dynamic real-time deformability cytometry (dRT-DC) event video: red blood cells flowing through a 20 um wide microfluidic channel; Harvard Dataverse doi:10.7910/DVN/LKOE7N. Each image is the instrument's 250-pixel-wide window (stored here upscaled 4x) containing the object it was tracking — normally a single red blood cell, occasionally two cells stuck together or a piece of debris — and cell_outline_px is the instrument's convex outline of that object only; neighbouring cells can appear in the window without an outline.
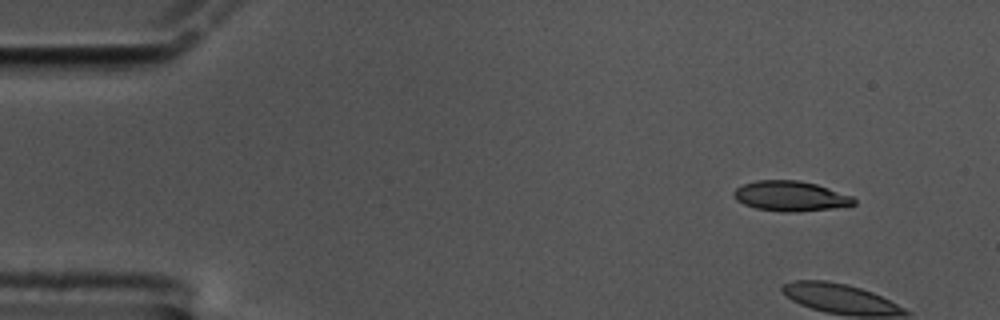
{"species": "common noctule bat (a hibernating species)", "species_latin": "Nyctalus noctula", "temperature_condition": "cold", "stored_images_in_passage": 3, "camera_frame_rate_fps": 3000, "um_per_image_px": 0.085, "animal": {"sex": "male", "body_mass_g": 17.5, "forearm_length_mm": 52.3}, "frame": {"image": 1, "passage_image": 1, "time_ms": 0.0, "image_size_px": [1000, 320], "cell_outline_px": [[856, 204], [832, 208], [796, 212], [784, 212], [756, 208], [744, 204], [736, 200], [732, 192], [736, 188], [744, 184], [756, 180], [800, 180], [816, 184], [852, 196], [856, 200]], "centroid_in_image_um": [67.18, 16.66], "position_along_channel_um": 17.8, "area_um2": 20.98}}